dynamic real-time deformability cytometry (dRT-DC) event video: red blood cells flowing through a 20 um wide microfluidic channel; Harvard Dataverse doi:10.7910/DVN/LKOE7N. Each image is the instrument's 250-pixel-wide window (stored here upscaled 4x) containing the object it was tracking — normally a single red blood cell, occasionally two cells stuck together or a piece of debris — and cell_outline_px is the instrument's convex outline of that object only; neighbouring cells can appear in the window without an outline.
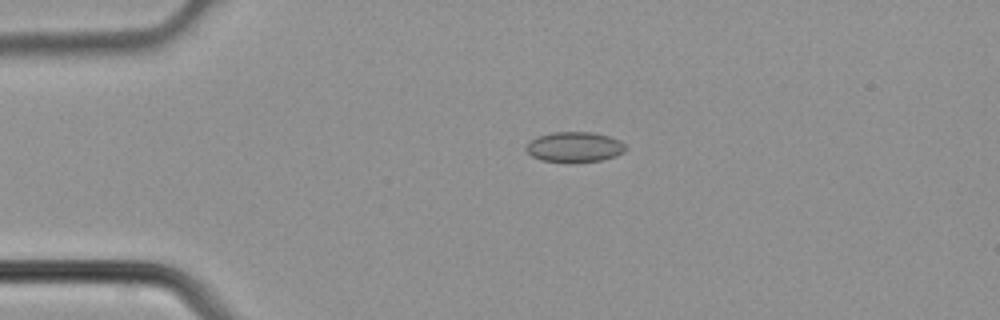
{"species": "common noctule bat (a hibernating species)", "species_latin": "Nyctalus noctula", "temperature_condition": "cold", "stored_images_in_passage": 4, "camera_frame_rate_fps": 3000, "um_per_image_px": 0.085, "animal": {"sex": "male", "body_mass_g": 21.5, "forearm_length_mm": 52.0}, "frame": {"image": 1, "passage_image": 3, "time_ms": 0.667, "image_size_px": [1000, 320], "cell_outline_px": [[628, 148], [624, 152], [616, 156], [600, 160], [568, 164], [540, 160], [532, 156], [524, 148], [532, 140], [540, 136], [552, 132], [592, 132], [608, 136], [620, 140]], "centroid_in_image_um": [48.85, 12.52], "position_along_channel_um": 36.2, "area_um2": 17.8}}
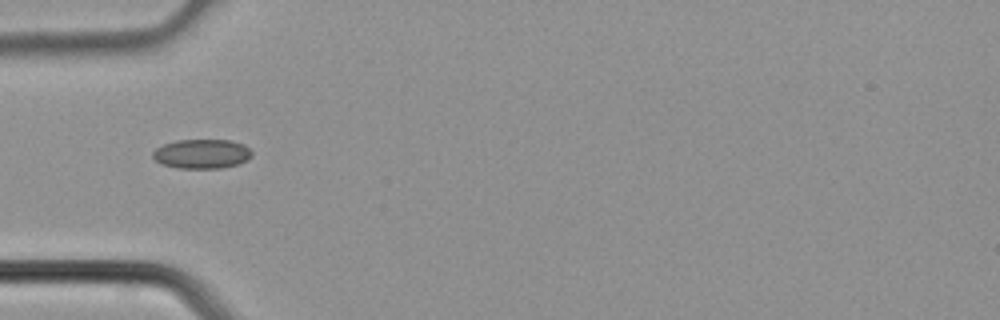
{"frame": {"image": 2, "passage_image": 4, "time_ms": 1.0, "image_size_px": [1000, 320], "cell_outline_px": [[252, 156], [248, 160], [236, 164], [220, 168], [176, 168], [164, 164], [156, 160], [152, 156], [152, 152], [156, 148], [164, 144], [176, 140], [232, 140], [244, 144], [252, 152]], "centroid_in_image_um": [17.17, 13.07], "position_along_channel_um": 67.8, "area_um2": 16.94}}